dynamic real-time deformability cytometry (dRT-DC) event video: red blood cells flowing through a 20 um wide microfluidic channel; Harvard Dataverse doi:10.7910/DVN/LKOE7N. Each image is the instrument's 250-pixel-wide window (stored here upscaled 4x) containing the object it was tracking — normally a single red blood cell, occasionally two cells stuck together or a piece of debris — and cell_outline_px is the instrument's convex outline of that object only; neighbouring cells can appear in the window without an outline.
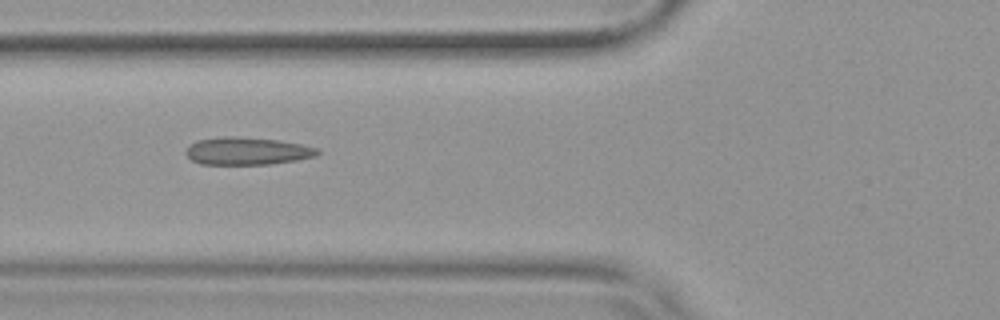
{"species": "common noctule bat (a hibernating species)", "species_latin": "Nyctalus noctula", "temperature_condition": "warm", "stored_images_in_passage": 40, "camera_frame_rate_fps": 3000, "um_per_image_px": 0.085, "animal": {"sex": "female", "body_mass_g": 19.9}, "frame": {"image": 1, "passage_image": 7, "time_ms": 2.0, "image_size_px": [1000, 320], "cell_outline_px": [[320, 152], [316, 156], [296, 160], [272, 164], [200, 164], [192, 160], [184, 152], [196, 140], [224, 136], [232, 136], [276, 140], [300, 144], [316, 148]], "centroid_in_image_um": [20.99, 12.84], "position_along_channel_um": 104.8, "area_um2": 20.92}, "authors_computed_cell_mechanics": {"area_um2": 20.6346, "velocity_mm_per_s": 3.8222, "shape_relaxation_time_tau1_ms": null, "shape_relaxation_time_tau2_ms": 1.9638, "deformation_change_tau1": null, "deformation_change_tau2": 0.0984}}